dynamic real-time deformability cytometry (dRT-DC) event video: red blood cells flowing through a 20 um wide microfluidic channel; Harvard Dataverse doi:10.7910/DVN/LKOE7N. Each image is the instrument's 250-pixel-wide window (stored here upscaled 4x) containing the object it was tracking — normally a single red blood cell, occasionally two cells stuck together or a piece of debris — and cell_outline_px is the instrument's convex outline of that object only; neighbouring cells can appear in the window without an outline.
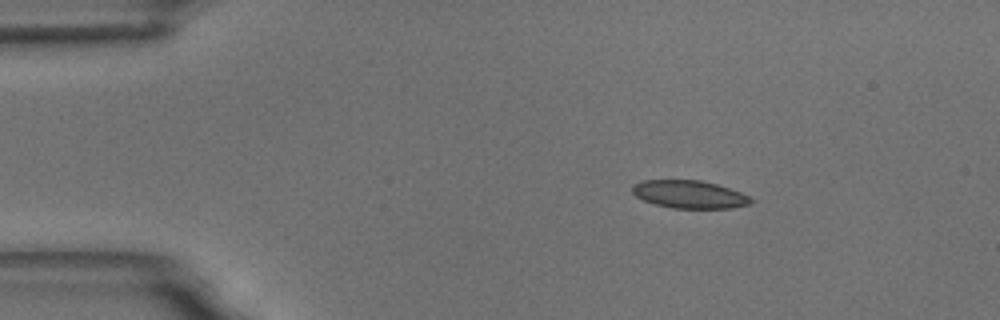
{"species": "common noctule bat (a hibernating species)", "species_latin": "Nyctalus noctula", "temperature_condition": "room temperature", "stored_images_in_passage": 3, "camera_frame_rate_fps": 3000, "um_per_image_px": 0.085, "animal": {"sex": "male", "body_mass_g": 18.8}, "frame": {"image": 1, "passage_image": 1, "time_ms": 0.0, "image_size_px": [1000, 320], "cell_outline_px": [[756, 200], [752, 204], [732, 208], [672, 208], [656, 204], [644, 200], [636, 196], [632, 192], [632, 184], [644, 180], [700, 180], [716, 184], [740, 192]], "centroid_in_image_um": [58.62, 16.52], "position_along_channel_um": 26.4, "area_um2": 19.25}}